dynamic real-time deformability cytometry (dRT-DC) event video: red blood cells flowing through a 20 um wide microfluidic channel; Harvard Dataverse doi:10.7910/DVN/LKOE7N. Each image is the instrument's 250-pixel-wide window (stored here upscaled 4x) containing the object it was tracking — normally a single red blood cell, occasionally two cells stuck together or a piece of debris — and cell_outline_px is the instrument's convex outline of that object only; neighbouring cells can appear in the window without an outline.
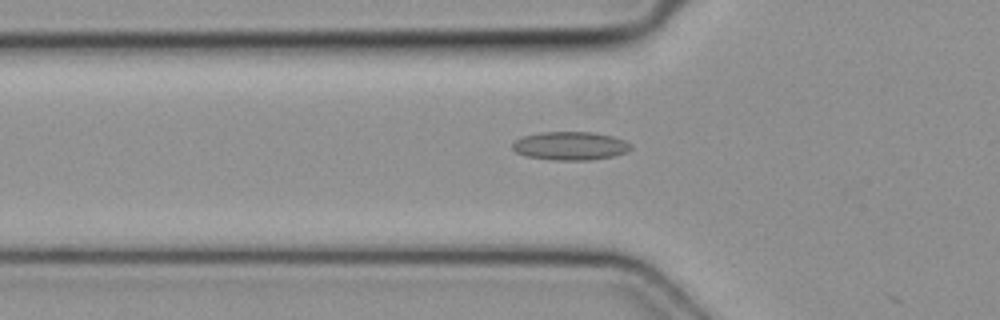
{"species": "common noctule bat (a hibernating species)", "species_latin": "Nyctalus noctula", "temperature_condition": "cold", "stored_images_in_passage": 12, "camera_frame_rate_fps": 3000, "um_per_image_px": 0.085, "animal": {"sex": "female", "body_mass_g": 19.3, "forearm_length_mm": 54.1}, "frame": {"image": 1, "passage_image": 10, "time_ms": 3.0, "image_size_px": [1000, 320], "cell_outline_px": [[632, 148], [628, 152], [612, 156], [592, 160], [552, 160], [528, 156], [516, 152], [512, 148], [512, 144], [516, 140], [524, 136], [540, 132], [592, 132], [612, 136], [624, 140], [632, 144]], "centroid_in_image_um": [48.51, 12.4], "position_along_channel_um": 77.3, "area_um2": 19.59}}